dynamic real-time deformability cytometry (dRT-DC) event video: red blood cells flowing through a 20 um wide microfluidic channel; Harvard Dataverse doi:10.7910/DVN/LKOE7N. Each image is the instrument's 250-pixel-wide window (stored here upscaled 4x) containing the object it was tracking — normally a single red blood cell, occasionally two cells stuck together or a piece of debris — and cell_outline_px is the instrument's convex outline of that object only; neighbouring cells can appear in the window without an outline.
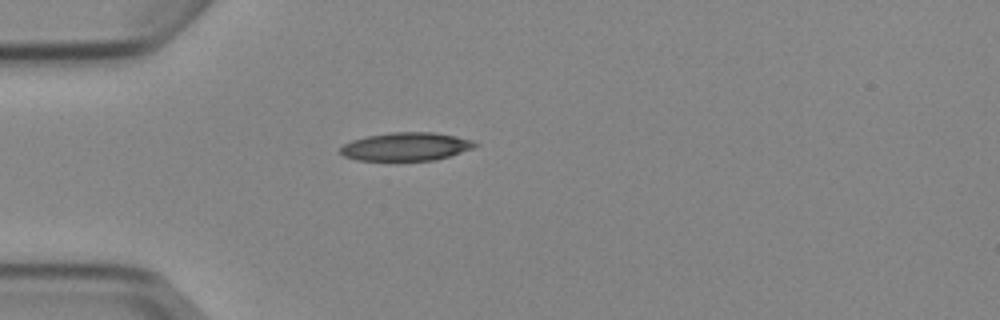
{"species": "Egyptian fruit bat (a non-hibernating species)", "species_latin": "Rousettus aegyptiacus", "temperature_condition": "cold", "stored_images_in_passage": 1, "camera_frame_rate_fps": 3000, "um_per_image_px": 0.085, "animal": {"sex": "female"}, "frame": {"image": 1, "passage_image": 1, "time_ms": 0.0, "image_size_px": [1000, 320], "cell_outline_px": [[480, 144], [472, 148], [436, 160], [356, 160], [344, 156], [340, 152], [340, 148], [344, 144], [352, 140], [368, 136], [392, 132], [436, 132], [456, 136], [472, 140]], "centroid_in_image_um": [34.52, 12.45], "position_along_channel_um": 50.5, "area_um2": 22.02}}